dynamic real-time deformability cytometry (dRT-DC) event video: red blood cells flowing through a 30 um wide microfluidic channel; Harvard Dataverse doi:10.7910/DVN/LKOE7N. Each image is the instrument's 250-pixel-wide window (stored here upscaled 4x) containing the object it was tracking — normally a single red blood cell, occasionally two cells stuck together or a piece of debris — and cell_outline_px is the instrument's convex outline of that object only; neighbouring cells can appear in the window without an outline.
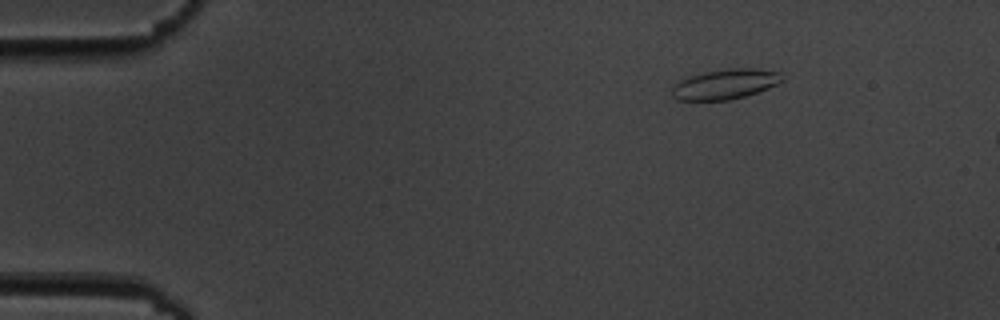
{"species": "common noctule bat (a hibernating species)", "species_latin": "Nyctalus noctula", "temperature_condition": "cold", "stored_images_in_passage": 4, "camera_frame_rate_fps": 3000, "um_per_image_px": 0.085, "animal": {"sex": "male", "body_mass_g": 19.5, "forearm_length_mm": 54.6}, "frame": {"image": 1, "passage_image": 1, "time_ms": 0.0, "image_size_px": [1000, 320], "cell_outline_px": [[784, 80], [768, 88], [744, 96], [728, 100], [676, 100], [672, 96], [672, 88], [680, 80], [688, 76], [704, 72], [728, 68], [752, 68], [780, 72]], "centroid_in_image_um": [61.62, 7.15], "position_along_channel_um": 23.4, "area_um2": 19.19}}
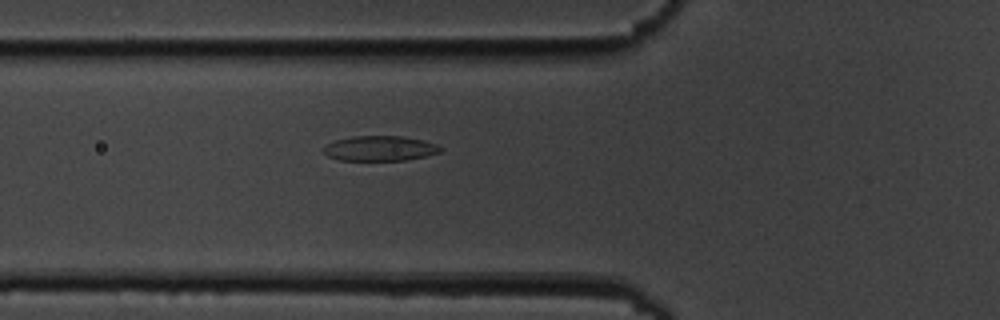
{"frame": {"image": 2, "passage_image": 4, "time_ms": 4.333, "image_size_px": [1000, 320], "cell_outline_px": [[440, 152], [424, 156], [404, 160], [340, 160], [328, 156], [324, 152], [324, 148], [328, 144], [336, 140], [352, 136], [400, 136], [424, 140], [436, 144], [440, 148]], "centroid_in_image_um": [32.28, 12.61], "position_along_channel_um": 93.5, "area_um2": 16.76}}